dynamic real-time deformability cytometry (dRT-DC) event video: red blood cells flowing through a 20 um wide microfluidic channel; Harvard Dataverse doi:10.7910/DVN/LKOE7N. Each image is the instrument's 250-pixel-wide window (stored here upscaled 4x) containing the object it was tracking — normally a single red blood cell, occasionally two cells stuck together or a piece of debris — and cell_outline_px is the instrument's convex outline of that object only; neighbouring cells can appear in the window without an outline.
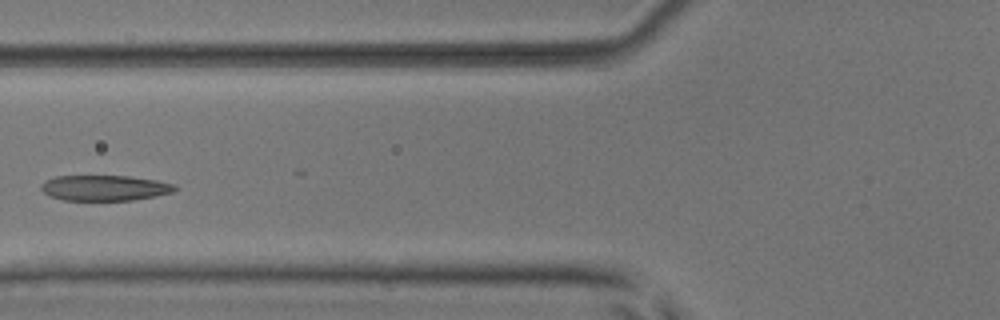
{"species": "common noctule bat (a hibernating species)", "species_latin": "Nyctalus noctula", "temperature_condition": "room temperature", "stored_images_in_passage": 4, "camera_frame_rate_fps": 3000, "um_per_image_px": 0.085, "animal": {"sex": "male", "body_mass_g": 17.9, "forearm_length_mm": 54.2}, "frame": {"image": 1, "passage_image": 3, "time_ms": 2.333, "image_size_px": [1000, 320], "cell_outline_px": [[176, 188], [172, 192], [132, 200], [64, 200], [48, 196], [40, 188], [40, 184], [44, 180], [56, 176], [128, 176], [156, 180], [176, 184]], "centroid_in_image_um": [8.84, 15.97], "position_along_channel_um": 117.0, "area_um2": 19.83}}
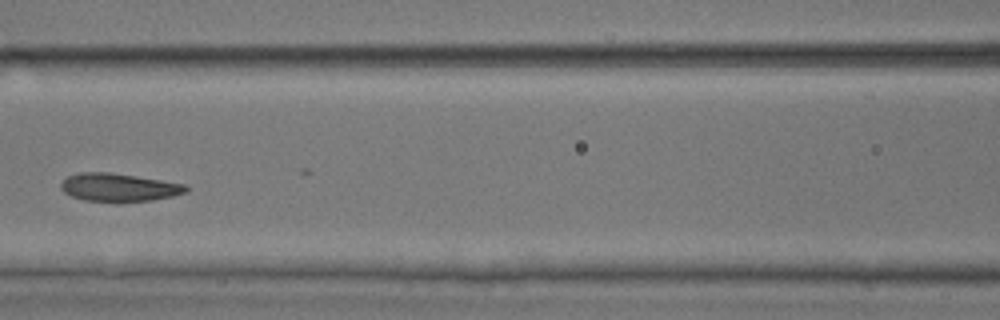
{"frame": {"image": 2, "passage_image": 4, "time_ms": 3.333, "image_size_px": [1000, 320], "cell_outline_px": [[188, 192], [172, 196], [152, 200], [116, 204], [84, 200], [72, 196], [64, 192], [60, 188], [60, 184], [68, 176], [80, 172], [108, 172], [136, 176], [184, 184], [188, 188]], "centroid_in_image_um": [10.08, 15.96], "position_along_channel_um": 156.5, "area_um2": 20.87}}